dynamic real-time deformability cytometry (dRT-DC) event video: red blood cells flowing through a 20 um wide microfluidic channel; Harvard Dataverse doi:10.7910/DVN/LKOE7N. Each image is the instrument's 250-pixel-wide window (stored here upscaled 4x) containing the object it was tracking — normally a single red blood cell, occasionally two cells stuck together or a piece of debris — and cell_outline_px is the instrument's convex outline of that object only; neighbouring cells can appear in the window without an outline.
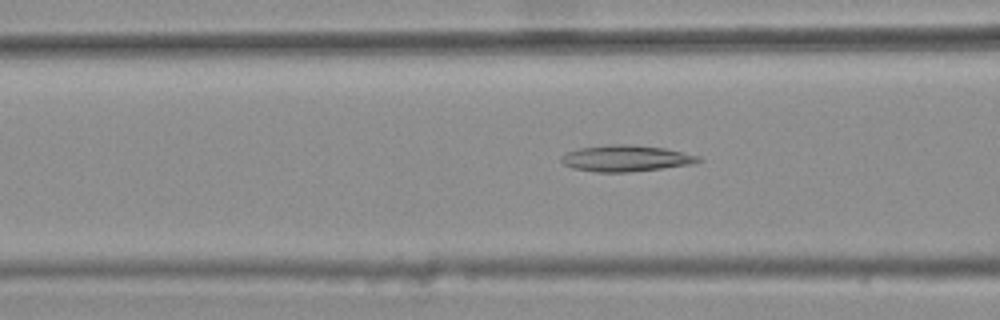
{"species": "common noctule bat (a hibernating species)", "species_latin": "Nyctalus noctula", "temperature_condition": "warm", "stored_images_in_passage": 45, "camera_frame_rate_fps": 3000, "um_per_image_px": 0.085, "animal": {"sex": "female", "body_mass_g": 25.1}, "frame": {"image": 1, "passage_image": 19, "time_ms": 6.0, "image_size_px": [1000, 320], "cell_outline_px": [[704, 160], [692, 164], [628, 172], [596, 172], [572, 168], [564, 164], [560, 160], [560, 156], [568, 152], [580, 148], [612, 144], [624, 144], [664, 148], [700, 156]], "centroid_in_image_um": [53.19, 13.46], "position_along_channel_um": 113.4, "area_um2": 20.81}}
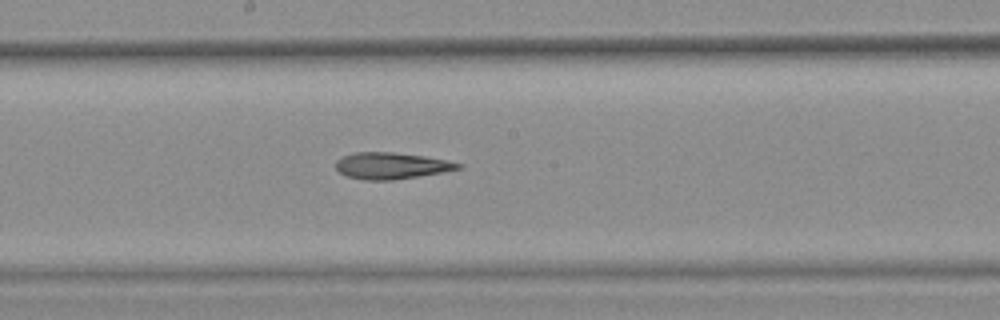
{"frame": {"image": 2, "passage_image": 27, "time_ms": 8.667, "image_size_px": [1000, 320], "cell_outline_px": [[464, 168], [392, 180], [364, 180], [348, 176], [340, 172], [336, 168], [336, 160], [340, 156], [356, 152], [392, 152], [424, 156], [448, 160], [464, 164]], "centroid_in_image_um": [33.26, 14.07], "position_along_channel_um": 214.9, "area_um2": 18.84}}
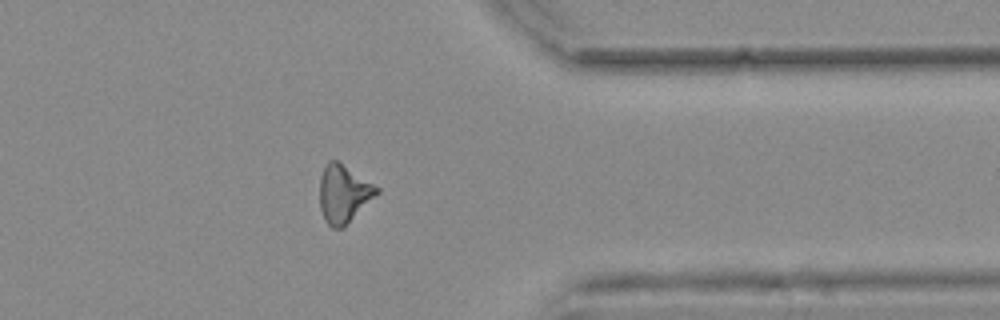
{"frame": {"image": 3, "passage_image": 41, "time_ms": 13.333, "image_size_px": [1000, 320], "cell_outline_px": [[380, 192], [344, 228], [332, 228], [324, 220], [320, 208], [320, 176], [328, 160], [336, 160], [380, 188]], "centroid_in_image_um": [29.21, 16.5], "position_along_channel_um": 382.2, "area_um2": 19.25}}